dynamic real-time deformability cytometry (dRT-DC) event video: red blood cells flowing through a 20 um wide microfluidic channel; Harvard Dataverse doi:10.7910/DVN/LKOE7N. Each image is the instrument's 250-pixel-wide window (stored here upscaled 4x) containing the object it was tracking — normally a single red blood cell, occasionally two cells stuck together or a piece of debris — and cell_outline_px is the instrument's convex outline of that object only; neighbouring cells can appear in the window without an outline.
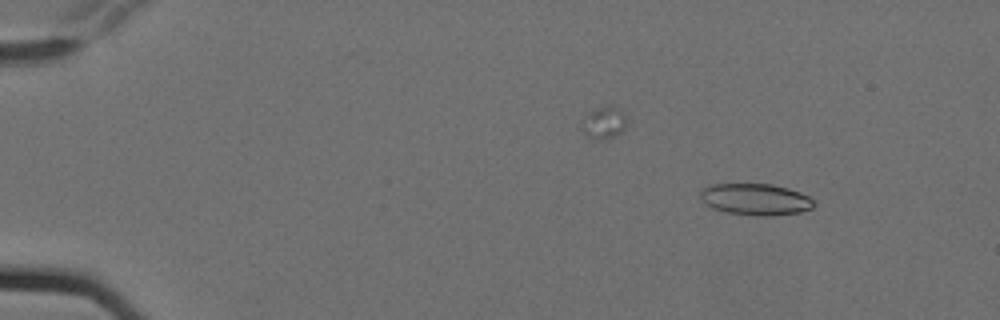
{"species": "Egyptian fruit bat (a non-hibernating species)", "species_latin": "Rousettus aegyptiacus", "temperature_condition": "cold", "stored_images_in_passage": 6, "camera_frame_rate_fps": 3000, "um_per_image_px": 0.085, "animal": {"sex": "female"}, "frame": {"image": 1, "passage_image": 2, "time_ms": 0.333, "image_size_px": [1000, 320], "cell_outline_px": [[816, 204], [812, 208], [800, 212], [772, 216], [752, 216], [724, 212], [712, 208], [704, 204], [700, 196], [700, 192], [704, 188], [712, 184], [772, 184], [788, 188], [800, 192], [808, 196]], "centroid_in_image_um": [64.21, 16.96], "position_along_channel_um": 20.8, "area_um2": 21.1}}
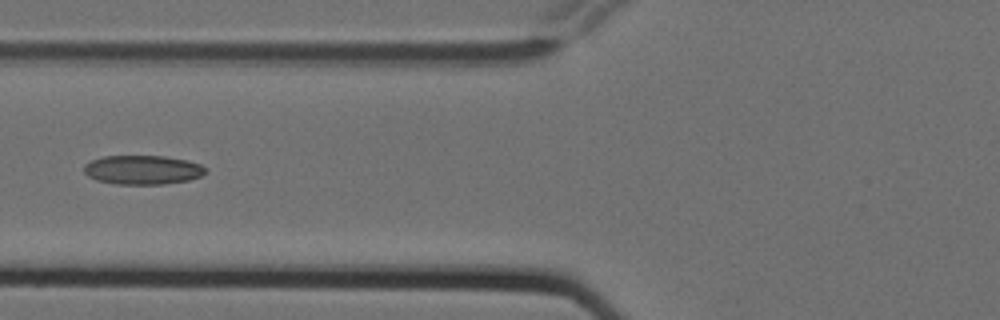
{"frame": {"image": 2, "passage_image": 6, "time_ms": 1.667, "image_size_px": [1000, 320], "cell_outline_px": [[208, 172], [200, 176], [188, 180], [164, 184], [116, 184], [96, 180], [88, 176], [84, 172], [84, 164], [92, 160], [104, 156], [164, 156], [188, 160], [200, 164], [208, 168]], "centroid_in_image_um": [12.15, 14.43], "position_along_channel_um": 113.7, "area_um2": 20.75}}